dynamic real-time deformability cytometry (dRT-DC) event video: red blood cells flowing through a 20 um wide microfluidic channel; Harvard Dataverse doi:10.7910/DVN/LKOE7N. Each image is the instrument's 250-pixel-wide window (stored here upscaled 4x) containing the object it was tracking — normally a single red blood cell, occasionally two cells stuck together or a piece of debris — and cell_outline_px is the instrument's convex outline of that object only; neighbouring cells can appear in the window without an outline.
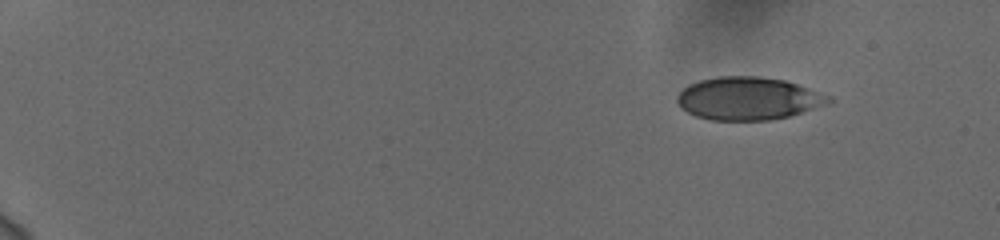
{"species": "human", "species_latin": "Homo sapiens", "temperature_condition": "cold", "stored_images_in_passage": 51, "camera_frame_rate_fps": 3000, "um_per_image_px": 0.085, "donor": {"sex": "female"}, "frame": {"image": 1, "passage_image": 1, "time_ms": 0.0, "image_size_px": [1000, 240], "cell_outline_px": [[832, 100], [828, 104], [788, 116], [768, 120], [712, 120], [696, 116], [688, 112], [676, 100], [676, 96], [688, 84], [700, 80], [716, 76], [760, 76], [784, 80], [832, 96]], "centroid_in_image_um": [63.6, 8.36], "position_along_channel_um": 21.4, "area_um2": 37.63}}
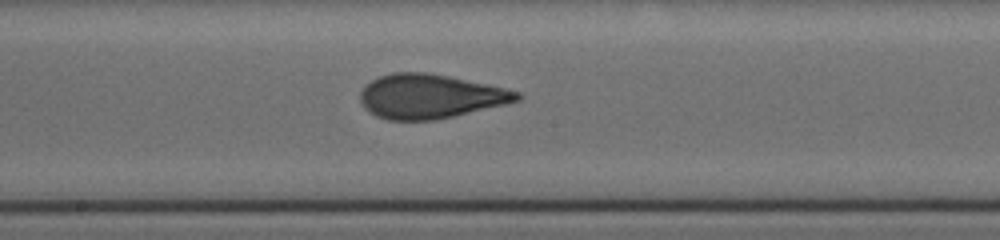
{"frame": {"image": 2, "passage_image": 28, "time_ms": 9.0, "image_size_px": [1000, 240], "cell_outline_px": [[524, 96], [520, 100], [504, 104], [436, 120], [388, 120], [376, 116], [364, 108], [360, 100], [360, 92], [372, 80], [380, 76], [392, 72], [424, 72], [448, 76], [504, 88], [520, 92]], "centroid_in_image_um": [36.54, 8.19], "position_along_channel_um": 211.7, "area_um2": 40.06}}
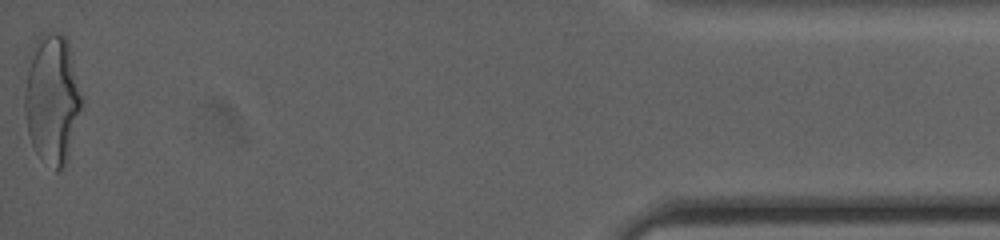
{"frame": {"image": 3, "passage_image": 51, "time_ms": 16.667, "image_size_px": [1000, 240], "cell_outline_px": [[80, 108], [68, 156], [64, 168], [60, 172], [56, 172], [40, 160], [32, 144], [28, 132], [24, 108], [24, 92], [28, 68], [32, 48], [36, 36], [44, 32], [60, 32], [68, 40], [80, 96]], "centroid_in_image_um": [4.39, 8.43], "position_along_channel_um": 430.8, "area_um2": 42.6}, "authors_computed_cell_mechanics": {"area_um2": 39.6508, "velocity_mm_per_s": 3.7685, "shape_relaxation_time_tau1_ms": 5.3545, "shape_relaxation_time_tau2_ms": 0.8435, "deformation_change_tau1": 0.1803, "deformation_change_tau2": 0.0618}}